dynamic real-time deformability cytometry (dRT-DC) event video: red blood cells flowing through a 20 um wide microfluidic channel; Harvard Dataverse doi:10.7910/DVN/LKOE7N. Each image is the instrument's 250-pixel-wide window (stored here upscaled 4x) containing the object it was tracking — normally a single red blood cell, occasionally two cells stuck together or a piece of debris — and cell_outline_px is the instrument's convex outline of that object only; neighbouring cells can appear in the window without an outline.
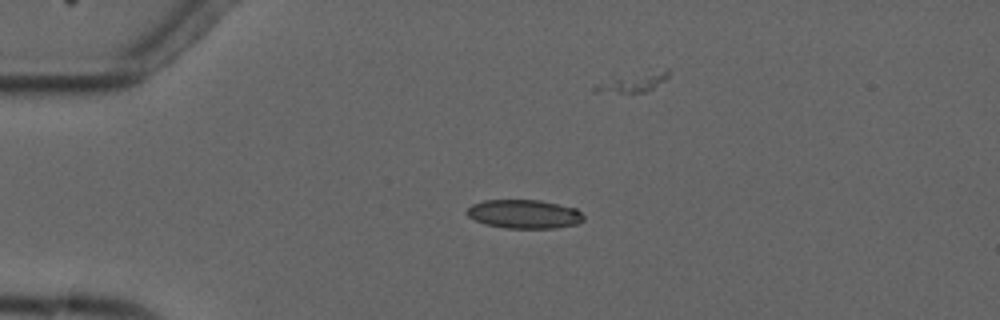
{"species": "common noctule bat (a hibernating species)", "species_latin": "Nyctalus noctula", "temperature_condition": "cold", "stored_images_in_passage": 4, "camera_frame_rate_fps": 3000, "um_per_image_px": 0.085, "animal": {"sex": "male", "forearm_length_mm": 52.5}, "frame": {"image": 1, "passage_image": 1, "time_ms": 0.0, "image_size_px": [1000, 320], "cell_outline_px": [[584, 220], [576, 224], [556, 228], [504, 228], [484, 224], [468, 216], [464, 212], [472, 204], [484, 200], [540, 200], [576, 208], [584, 216]], "centroid_in_image_um": [44.54, 18.19], "position_along_channel_um": 40.5, "area_um2": 19.65}}